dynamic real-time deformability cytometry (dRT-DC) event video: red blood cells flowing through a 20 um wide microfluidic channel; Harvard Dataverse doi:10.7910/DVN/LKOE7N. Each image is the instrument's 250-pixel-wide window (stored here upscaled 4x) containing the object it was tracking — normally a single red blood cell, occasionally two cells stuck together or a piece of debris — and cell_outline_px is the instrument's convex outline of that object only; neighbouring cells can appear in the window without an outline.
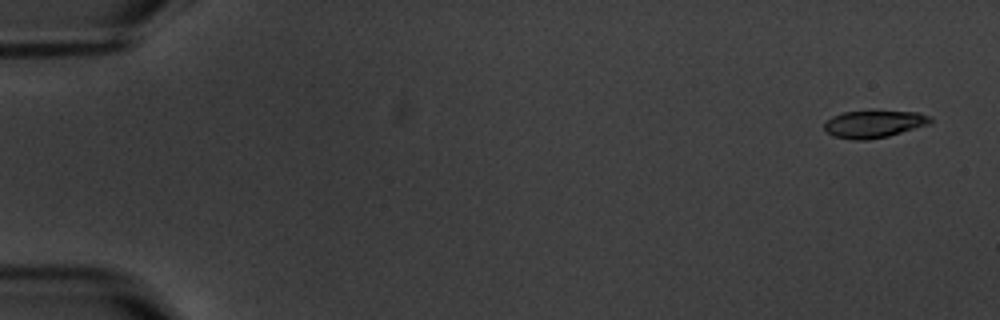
{"species": "common noctule bat (a hibernating species)", "species_latin": "Nyctalus noctula", "temperature_condition": "warm", "stored_images_in_passage": 5, "camera_frame_rate_fps": 3000, "um_per_image_px": 0.085, "animal": {"sex": "male", "body_mass_g": 20.1, "forearm_length_mm": 53.5}, "frame": {"image": 1, "passage_image": 1, "time_ms": 0.0, "image_size_px": [1000, 320], "cell_outline_px": [[932, 120], [928, 124], [888, 136], [868, 140], [852, 140], [832, 136], [824, 128], [824, 124], [832, 116], [844, 112], [872, 108], [916, 112], [932, 116]], "centroid_in_image_um": [74.28, 10.49], "position_along_channel_um": 10.7, "area_um2": 17.57}}
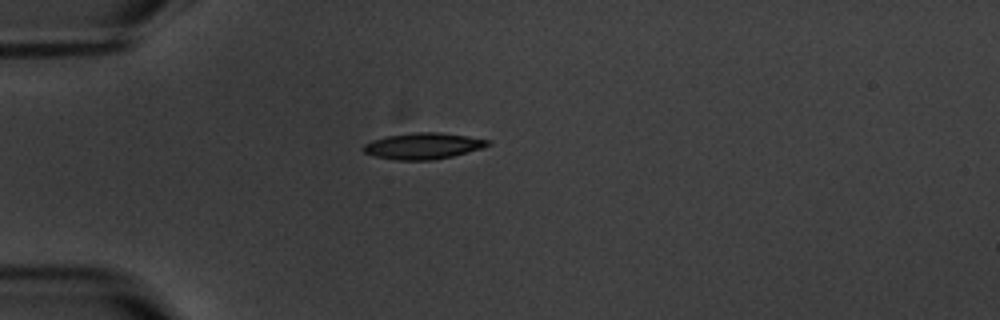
{"frame": {"image": 2, "passage_image": 5, "time_ms": 4.667, "image_size_px": [1000, 320], "cell_outline_px": [[492, 144], [480, 148], [452, 156], [432, 160], [396, 160], [376, 156], [364, 152], [360, 148], [364, 144], [372, 140], [388, 136], [416, 132], [436, 132], [468, 136], [488, 140]], "centroid_in_image_um": [35.93, 12.4], "position_along_channel_um": 49.1, "area_um2": 18.79}}